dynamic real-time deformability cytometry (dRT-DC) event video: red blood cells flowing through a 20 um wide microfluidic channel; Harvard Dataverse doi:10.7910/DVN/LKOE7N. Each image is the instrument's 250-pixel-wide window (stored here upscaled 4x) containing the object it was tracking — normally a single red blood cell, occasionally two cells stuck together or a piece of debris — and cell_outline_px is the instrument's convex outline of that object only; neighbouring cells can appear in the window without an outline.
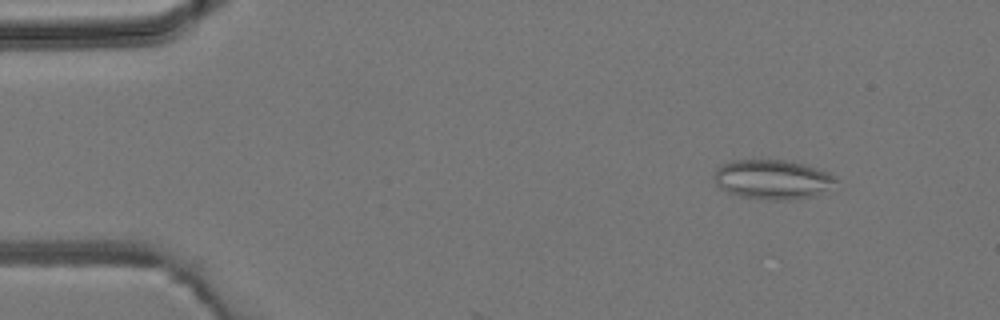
{"species": "common noctule bat (a hibernating species)", "species_latin": "Nyctalus noctula", "temperature_condition": "room temperature", "stored_images_in_passage": 4, "camera_frame_rate_fps": 3000, "um_per_image_px": 0.085, "animal": {"sex": "male", "body_mass_g": 19.2, "forearm_length_mm": 51.8}, "frame": {"image": 1, "passage_image": 2, "time_ms": 1.333, "image_size_px": [1000, 320], "cell_outline_px": [[836, 180], [816, 196], [784, 200], [768, 200], [740, 196], [728, 192], [720, 188], [716, 184], [712, 176], [716, 168], [720, 164], [732, 160], [784, 160], [804, 164], [828, 172]], "centroid_in_image_um": [65.57, 15.24], "position_along_channel_um": 19.4, "area_um2": 27.86}}